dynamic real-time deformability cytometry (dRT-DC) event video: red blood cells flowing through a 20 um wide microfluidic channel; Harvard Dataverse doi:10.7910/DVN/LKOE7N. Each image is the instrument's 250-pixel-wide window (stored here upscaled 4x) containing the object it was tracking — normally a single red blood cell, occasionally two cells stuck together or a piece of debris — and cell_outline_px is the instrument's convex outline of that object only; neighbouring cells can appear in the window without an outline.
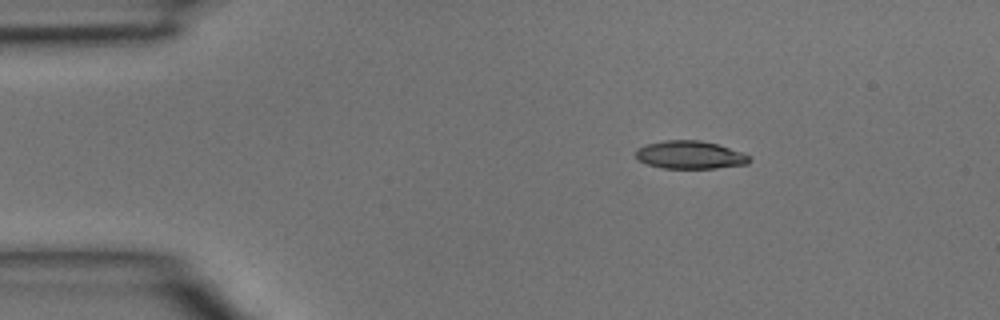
{"species": "common noctule bat (a hibernating species)", "species_latin": "Nyctalus noctula", "temperature_condition": "room temperature", "stored_images_in_passage": 2, "camera_frame_rate_fps": 3000, "um_per_image_px": 0.085, "animal": {"sex": "male", "body_mass_g": 15.6}, "frame": {"image": 1, "passage_image": 1, "time_ms": 0.0, "image_size_px": [1000, 320], "cell_outline_px": [[752, 160], [748, 164], [716, 168], [664, 168], [648, 164], [636, 160], [636, 148], [644, 144], [664, 140], [700, 140], [716, 144], [744, 152]], "centroid_in_image_um": [58.64, 13.16], "position_along_channel_um": 26.4, "area_um2": 18.67}}